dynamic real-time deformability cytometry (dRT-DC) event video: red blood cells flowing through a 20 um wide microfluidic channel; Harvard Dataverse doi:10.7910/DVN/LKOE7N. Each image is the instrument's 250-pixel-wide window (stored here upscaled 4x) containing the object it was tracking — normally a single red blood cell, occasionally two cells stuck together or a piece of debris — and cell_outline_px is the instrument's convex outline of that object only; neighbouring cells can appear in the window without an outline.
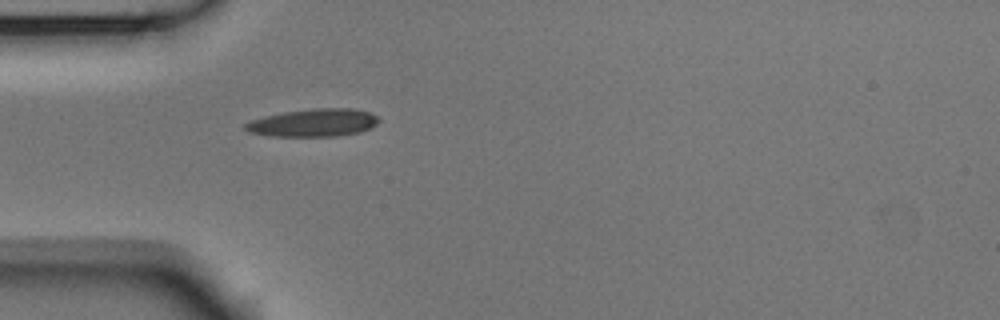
{"species": "Egyptian fruit bat (a non-hibernating species)", "species_latin": "Rousettus aegyptiacus", "temperature_condition": "room temperature", "stored_images_in_passage": 39, "camera_frame_rate_fps": 3000, "um_per_image_px": 0.085, "animal": {"sex": "male"}, "frame": {"image": 1, "passage_image": 1, "time_ms": 0.0, "image_size_px": [1000, 320], "cell_outline_px": [[380, 120], [376, 124], [360, 132], [336, 136], [272, 136], [248, 132], [244, 128], [244, 124], [252, 120], [264, 116], [284, 112], [312, 108], [352, 108], [368, 112], [376, 116]], "centroid_in_image_um": [26.62, 10.43], "position_along_channel_um": 58.4, "area_um2": 21.5}}
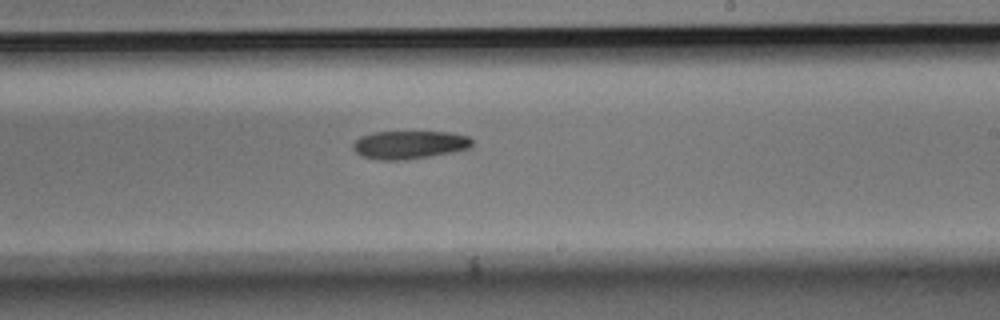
{"frame": {"image": 2, "passage_image": 17, "time_ms": 5.333, "image_size_px": [1000, 320], "cell_outline_px": [[472, 144], [468, 148], [428, 156], [404, 160], [376, 160], [360, 156], [352, 148], [352, 144], [360, 136], [372, 132], [452, 132], [468, 136], [472, 140]], "centroid_in_image_um": [34.73, 12.3], "position_along_channel_um": 254.3, "area_um2": 19.48}}
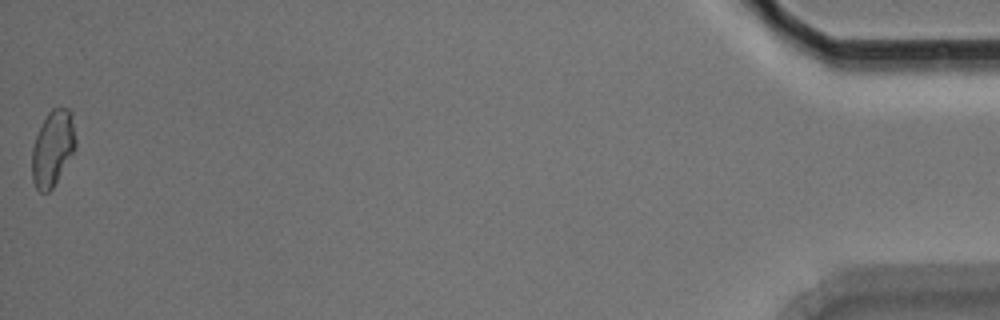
{"frame": {"image": 3, "passage_image": 39, "time_ms": 12.667, "image_size_px": [1000, 320], "cell_outline_px": [[76, 148], [52, 188], [48, 192], [40, 192], [36, 188], [32, 180], [32, 148], [36, 136], [48, 112], [52, 108], [68, 108], [72, 112], [76, 140]], "centroid_in_image_um": [4.49, 12.59], "position_along_channel_um": 430.7, "area_um2": 19.19}}